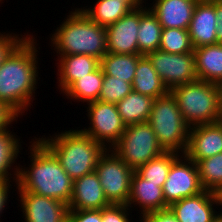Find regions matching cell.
<instances>
[{
    "label": "cell",
    "mask_w": 222,
    "mask_h": 222,
    "mask_svg": "<svg viewBox=\"0 0 222 222\" xmlns=\"http://www.w3.org/2000/svg\"><path fill=\"white\" fill-rule=\"evenodd\" d=\"M34 138L30 146L31 165L27 168L19 167L16 184L24 191L68 205L73 193V180L61 167L56 156L38 138Z\"/></svg>",
    "instance_id": "7a4b0ae2"
},
{
    "label": "cell",
    "mask_w": 222,
    "mask_h": 222,
    "mask_svg": "<svg viewBox=\"0 0 222 222\" xmlns=\"http://www.w3.org/2000/svg\"><path fill=\"white\" fill-rule=\"evenodd\" d=\"M222 152V122L191 126L185 155L200 161Z\"/></svg>",
    "instance_id": "9a60e30c"
},
{
    "label": "cell",
    "mask_w": 222,
    "mask_h": 222,
    "mask_svg": "<svg viewBox=\"0 0 222 222\" xmlns=\"http://www.w3.org/2000/svg\"><path fill=\"white\" fill-rule=\"evenodd\" d=\"M134 172L135 170L129 167L112 149H106L100 155L95 173L100 179L105 197L111 204L128 203Z\"/></svg>",
    "instance_id": "ba28073f"
},
{
    "label": "cell",
    "mask_w": 222,
    "mask_h": 222,
    "mask_svg": "<svg viewBox=\"0 0 222 222\" xmlns=\"http://www.w3.org/2000/svg\"><path fill=\"white\" fill-rule=\"evenodd\" d=\"M146 56L169 91L198 80L193 52L172 54L158 49Z\"/></svg>",
    "instance_id": "30bf717a"
},
{
    "label": "cell",
    "mask_w": 222,
    "mask_h": 222,
    "mask_svg": "<svg viewBox=\"0 0 222 222\" xmlns=\"http://www.w3.org/2000/svg\"><path fill=\"white\" fill-rule=\"evenodd\" d=\"M58 87L65 92L76 80L90 74L100 66V60L90 55H58Z\"/></svg>",
    "instance_id": "ffe728a7"
},
{
    "label": "cell",
    "mask_w": 222,
    "mask_h": 222,
    "mask_svg": "<svg viewBox=\"0 0 222 222\" xmlns=\"http://www.w3.org/2000/svg\"><path fill=\"white\" fill-rule=\"evenodd\" d=\"M87 104V116L91 126L87 127L88 129L85 127L81 131L92 137L105 149H111L126 129V124L118 112L117 105L98 100Z\"/></svg>",
    "instance_id": "9c48e42d"
},
{
    "label": "cell",
    "mask_w": 222,
    "mask_h": 222,
    "mask_svg": "<svg viewBox=\"0 0 222 222\" xmlns=\"http://www.w3.org/2000/svg\"><path fill=\"white\" fill-rule=\"evenodd\" d=\"M110 205L95 171L73 181L69 210H99Z\"/></svg>",
    "instance_id": "2e32d148"
},
{
    "label": "cell",
    "mask_w": 222,
    "mask_h": 222,
    "mask_svg": "<svg viewBox=\"0 0 222 222\" xmlns=\"http://www.w3.org/2000/svg\"><path fill=\"white\" fill-rule=\"evenodd\" d=\"M193 53L198 80L220 84L222 82V44L195 48Z\"/></svg>",
    "instance_id": "44dd1931"
},
{
    "label": "cell",
    "mask_w": 222,
    "mask_h": 222,
    "mask_svg": "<svg viewBox=\"0 0 222 222\" xmlns=\"http://www.w3.org/2000/svg\"><path fill=\"white\" fill-rule=\"evenodd\" d=\"M196 4L195 0H155L149 9L162 28L188 30Z\"/></svg>",
    "instance_id": "ac0fdd59"
},
{
    "label": "cell",
    "mask_w": 222,
    "mask_h": 222,
    "mask_svg": "<svg viewBox=\"0 0 222 222\" xmlns=\"http://www.w3.org/2000/svg\"><path fill=\"white\" fill-rule=\"evenodd\" d=\"M159 49L172 54L194 51L188 30L180 28H162Z\"/></svg>",
    "instance_id": "4dcf8cb0"
},
{
    "label": "cell",
    "mask_w": 222,
    "mask_h": 222,
    "mask_svg": "<svg viewBox=\"0 0 222 222\" xmlns=\"http://www.w3.org/2000/svg\"><path fill=\"white\" fill-rule=\"evenodd\" d=\"M111 149L135 171L165 152L148 122L127 125Z\"/></svg>",
    "instance_id": "52a82bcc"
},
{
    "label": "cell",
    "mask_w": 222,
    "mask_h": 222,
    "mask_svg": "<svg viewBox=\"0 0 222 222\" xmlns=\"http://www.w3.org/2000/svg\"><path fill=\"white\" fill-rule=\"evenodd\" d=\"M195 1H197V2H211L213 0H195Z\"/></svg>",
    "instance_id": "b9f144b4"
},
{
    "label": "cell",
    "mask_w": 222,
    "mask_h": 222,
    "mask_svg": "<svg viewBox=\"0 0 222 222\" xmlns=\"http://www.w3.org/2000/svg\"><path fill=\"white\" fill-rule=\"evenodd\" d=\"M128 210L130 212L127 204H111L102 208V222H130Z\"/></svg>",
    "instance_id": "d6a6232c"
},
{
    "label": "cell",
    "mask_w": 222,
    "mask_h": 222,
    "mask_svg": "<svg viewBox=\"0 0 222 222\" xmlns=\"http://www.w3.org/2000/svg\"><path fill=\"white\" fill-rule=\"evenodd\" d=\"M132 88L133 91L150 96L154 99L169 93V90L164 85L162 79L159 77L146 55H143L138 60Z\"/></svg>",
    "instance_id": "7402d4cb"
},
{
    "label": "cell",
    "mask_w": 222,
    "mask_h": 222,
    "mask_svg": "<svg viewBox=\"0 0 222 222\" xmlns=\"http://www.w3.org/2000/svg\"><path fill=\"white\" fill-rule=\"evenodd\" d=\"M215 222H222V218L219 217Z\"/></svg>",
    "instance_id": "7bdbcfd3"
},
{
    "label": "cell",
    "mask_w": 222,
    "mask_h": 222,
    "mask_svg": "<svg viewBox=\"0 0 222 222\" xmlns=\"http://www.w3.org/2000/svg\"><path fill=\"white\" fill-rule=\"evenodd\" d=\"M139 218L141 222H179L170 208L148 212Z\"/></svg>",
    "instance_id": "d590c367"
},
{
    "label": "cell",
    "mask_w": 222,
    "mask_h": 222,
    "mask_svg": "<svg viewBox=\"0 0 222 222\" xmlns=\"http://www.w3.org/2000/svg\"><path fill=\"white\" fill-rule=\"evenodd\" d=\"M65 20L50 37L57 54L90 55L101 60L108 53L104 26L92 21L80 8L71 11Z\"/></svg>",
    "instance_id": "3957f363"
},
{
    "label": "cell",
    "mask_w": 222,
    "mask_h": 222,
    "mask_svg": "<svg viewBox=\"0 0 222 222\" xmlns=\"http://www.w3.org/2000/svg\"><path fill=\"white\" fill-rule=\"evenodd\" d=\"M139 205L140 216L152 211L169 208L165 202L163 189L159 183H152L134 172L130 186V196L127 205ZM142 214V215H141Z\"/></svg>",
    "instance_id": "d6986e66"
},
{
    "label": "cell",
    "mask_w": 222,
    "mask_h": 222,
    "mask_svg": "<svg viewBox=\"0 0 222 222\" xmlns=\"http://www.w3.org/2000/svg\"><path fill=\"white\" fill-rule=\"evenodd\" d=\"M154 98L131 91L116 105L118 112L127 125L144 123L148 121Z\"/></svg>",
    "instance_id": "603a6c76"
},
{
    "label": "cell",
    "mask_w": 222,
    "mask_h": 222,
    "mask_svg": "<svg viewBox=\"0 0 222 222\" xmlns=\"http://www.w3.org/2000/svg\"><path fill=\"white\" fill-rule=\"evenodd\" d=\"M220 88V98H221V108H222V82L219 84Z\"/></svg>",
    "instance_id": "60d3db41"
},
{
    "label": "cell",
    "mask_w": 222,
    "mask_h": 222,
    "mask_svg": "<svg viewBox=\"0 0 222 222\" xmlns=\"http://www.w3.org/2000/svg\"><path fill=\"white\" fill-rule=\"evenodd\" d=\"M217 22L215 0L197 2L188 27V33L194 49L217 44Z\"/></svg>",
    "instance_id": "e0dca14e"
},
{
    "label": "cell",
    "mask_w": 222,
    "mask_h": 222,
    "mask_svg": "<svg viewBox=\"0 0 222 222\" xmlns=\"http://www.w3.org/2000/svg\"><path fill=\"white\" fill-rule=\"evenodd\" d=\"M195 163L202 187L222 194V152Z\"/></svg>",
    "instance_id": "f546056e"
},
{
    "label": "cell",
    "mask_w": 222,
    "mask_h": 222,
    "mask_svg": "<svg viewBox=\"0 0 222 222\" xmlns=\"http://www.w3.org/2000/svg\"><path fill=\"white\" fill-rule=\"evenodd\" d=\"M147 122L155 132L157 141L164 151L185 154L190 126L185 122L179 106L170 92L153 100Z\"/></svg>",
    "instance_id": "8992f818"
},
{
    "label": "cell",
    "mask_w": 222,
    "mask_h": 222,
    "mask_svg": "<svg viewBox=\"0 0 222 222\" xmlns=\"http://www.w3.org/2000/svg\"><path fill=\"white\" fill-rule=\"evenodd\" d=\"M34 39L28 34L0 65V102L18 117L32 105L37 89L38 44Z\"/></svg>",
    "instance_id": "6da1fadb"
},
{
    "label": "cell",
    "mask_w": 222,
    "mask_h": 222,
    "mask_svg": "<svg viewBox=\"0 0 222 222\" xmlns=\"http://www.w3.org/2000/svg\"><path fill=\"white\" fill-rule=\"evenodd\" d=\"M182 156H179L172 163L162 187L165 202L168 206L205 190L201 185L196 163L185 154Z\"/></svg>",
    "instance_id": "8fae6325"
},
{
    "label": "cell",
    "mask_w": 222,
    "mask_h": 222,
    "mask_svg": "<svg viewBox=\"0 0 222 222\" xmlns=\"http://www.w3.org/2000/svg\"><path fill=\"white\" fill-rule=\"evenodd\" d=\"M126 2L132 9H137L143 6V0H120Z\"/></svg>",
    "instance_id": "ab89813d"
},
{
    "label": "cell",
    "mask_w": 222,
    "mask_h": 222,
    "mask_svg": "<svg viewBox=\"0 0 222 222\" xmlns=\"http://www.w3.org/2000/svg\"><path fill=\"white\" fill-rule=\"evenodd\" d=\"M140 7V23L138 30V52L147 55L159 49L162 26L149 7Z\"/></svg>",
    "instance_id": "cb8c5ba5"
},
{
    "label": "cell",
    "mask_w": 222,
    "mask_h": 222,
    "mask_svg": "<svg viewBox=\"0 0 222 222\" xmlns=\"http://www.w3.org/2000/svg\"><path fill=\"white\" fill-rule=\"evenodd\" d=\"M9 129L10 128L7 127L0 131V181H10V179L13 178L12 180H16L14 181L16 183L20 165L14 166L16 167L14 170L11 167L16 162L15 159H17L18 153L20 152L21 145L19 144L21 143L19 142L20 139L16 138ZM11 169L13 170V177L11 176L13 174L8 172Z\"/></svg>",
    "instance_id": "484cf974"
},
{
    "label": "cell",
    "mask_w": 222,
    "mask_h": 222,
    "mask_svg": "<svg viewBox=\"0 0 222 222\" xmlns=\"http://www.w3.org/2000/svg\"><path fill=\"white\" fill-rule=\"evenodd\" d=\"M94 5L95 7H84L80 10L92 21L104 27L117 22L132 10L126 2L120 0H97Z\"/></svg>",
    "instance_id": "4316f807"
},
{
    "label": "cell",
    "mask_w": 222,
    "mask_h": 222,
    "mask_svg": "<svg viewBox=\"0 0 222 222\" xmlns=\"http://www.w3.org/2000/svg\"><path fill=\"white\" fill-rule=\"evenodd\" d=\"M4 34V35H3ZM0 33V65L8 57V55L28 36V35H12V33Z\"/></svg>",
    "instance_id": "836d02e7"
},
{
    "label": "cell",
    "mask_w": 222,
    "mask_h": 222,
    "mask_svg": "<svg viewBox=\"0 0 222 222\" xmlns=\"http://www.w3.org/2000/svg\"><path fill=\"white\" fill-rule=\"evenodd\" d=\"M140 8L132 9L117 22L106 26L107 52L141 55L138 52Z\"/></svg>",
    "instance_id": "5bb4252c"
},
{
    "label": "cell",
    "mask_w": 222,
    "mask_h": 222,
    "mask_svg": "<svg viewBox=\"0 0 222 222\" xmlns=\"http://www.w3.org/2000/svg\"><path fill=\"white\" fill-rule=\"evenodd\" d=\"M38 139L56 156L73 181L95 171L100 155L106 150L80 129Z\"/></svg>",
    "instance_id": "277c9868"
},
{
    "label": "cell",
    "mask_w": 222,
    "mask_h": 222,
    "mask_svg": "<svg viewBox=\"0 0 222 222\" xmlns=\"http://www.w3.org/2000/svg\"><path fill=\"white\" fill-rule=\"evenodd\" d=\"M11 181H0V216L3 213L2 211L5 209V205L8 200V193H10V187L12 186L10 184Z\"/></svg>",
    "instance_id": "74e56055"
},
{
    "label": "cell",
    "mask_w": 222,
    "mask_h": 222,
    "mask_svg": "<svg viewBox=\"0 0 222 222\" xmlns=\"http://www.w3.org/2000/svg\"><path fill=\"white\" fill-rule=\"evenodd\" d=\"M132 83L103 73L102 88L98 101L115 103L125 98L131 91Z\"/></svg>",
    "instance_id": "1f68e13d"
},
{
    "label": "cell",
    "mask_w": 222,
    "mask_h": 222,
    "mask_svg": "<svg viewBox=\"0 0 222 222\" xmlns=\"http://www.w3.org/2000/svg\"><path fill=\"white\" fill-rule=\"evenodd\" d=\"M213 205L222 206V195L204 190L172 203L169 208L179 222H215L220 214Z\"/></svg>",
    "instance_id": "7c38bea8"
},
{
    "label": "cell",
    "mask_w": 222,
    "mask_h": 222,
    "mask_svg": "<svg viewBox=\"0 0 222 222\" xmlns=\"http://www.w3.org/2000/svg\"><path fill=\"white\" fill-rule=\"evenodd\" d=\"M67 222H102V209L69 210Z\"/></svg>",
    "instance_id": "e575fe53"
},
{
    "label": "cell",
    "mask_w": 222,
    "mask_h": 222,
    "mask_svg": "<svg viewBox=\"0 0 222 222\" xmlns=\"http://www.w3.org/2000/svg\"><path fill=\"white\" fill-rule=\"evenodd\" d=\"M103 70L99 66L95 71L76 80L63 94L69 99L81 102L97 101L102 88Z\"/></svg>",
    "instance_id": "83f0119b"
},
{
    "label": "cell",
    "mask_w": 222,
    "mask_h": 222,
    "mask_svg": "<svg viewBox=\"0 0 222 222\" xmlns=\"http://www.w3.org/2000/svg\"><path fill=\"white\" fill-rule=\"evenodd\" d=\"M179 153L165 151L146 164L140 166L136 172L145 180L159 183L163 187L172 163L179 157Z\"/></svg>",
    "instance_id": "f1b7e54d"
},
{
    "label": "cell",
    "mask_w": 222,
    "mask_h": 222,
    "mask_svg": "<svg viewBox=\"0 0 222 222\" xmlns=\"http://www.w3.org/2000/svg\"><path fill=\"white\" fill-rule=\"evenodd\" d=\"M169 92L190 127L216 123L222 119L219 84L197 80L178 85Z\"/></svg>",
    "instance_id": "5b68a950"
},
{
    "label": "cell",
    "mask_w": 222,
    "mask_h": 222,
    "mask_svg": "<svg viewBox=\"0 0 222 222\" xmlns=\"http://www.w3.org/2000/svg\"><path fill=\"white\" fill-rule=\"evenodd\" d=\"M19 192L18 201L21 203L25 222H67L68 205L45 196H40L22 190L16 185Z\"/></svg>",
    "instance_id": "4fadbf2b"
},
{
    "label": "cell",
    "mask_w": 222,
    "mask_h": 222,
    "mask_svg": "<svg viewBox=\"0 0 222 222\" xmlns=\"http://www.w3.org/2000/svg\"><path fill=\"white\" fill-rule=\"evenodd\" d=\"M16 118L18 119V116L4 103L0 102V131L10 127L9 125H11L14 120L16 121Z\"/></svg>",
    "instance_id": "8d00e7d4"
},
{
    "label": "cell",
    "mask_w": 222,
    "mask_h": 222,
    "mask_svg": "<svg viewBox=\"0 0 222 222\" xmlns=\"http://www.w3.org/2000/svg\"><path fill=\"white\" fill-rule=\"evenodd\" d=\"M215 14L217 16V43L222 44V0H215Z\"/></svg>",
    "instance_id": "f35d334b"
},
{
    "label": "cell",
    "mask_w": 222,
    "mask_h": 222,
    "mask_svg": "<svg viewBox=\"0 0 222 222\" xmlns=\"http://www.w3.org/2000/svg\"><path fill=\"white\" fill-rule=\"evenodd\" d=\"M143 55L107 53L101 60L103 73L133 83L138 60Z\"/></svg>",
    "instance_id": "d4e9b609"
}]
</instances>
